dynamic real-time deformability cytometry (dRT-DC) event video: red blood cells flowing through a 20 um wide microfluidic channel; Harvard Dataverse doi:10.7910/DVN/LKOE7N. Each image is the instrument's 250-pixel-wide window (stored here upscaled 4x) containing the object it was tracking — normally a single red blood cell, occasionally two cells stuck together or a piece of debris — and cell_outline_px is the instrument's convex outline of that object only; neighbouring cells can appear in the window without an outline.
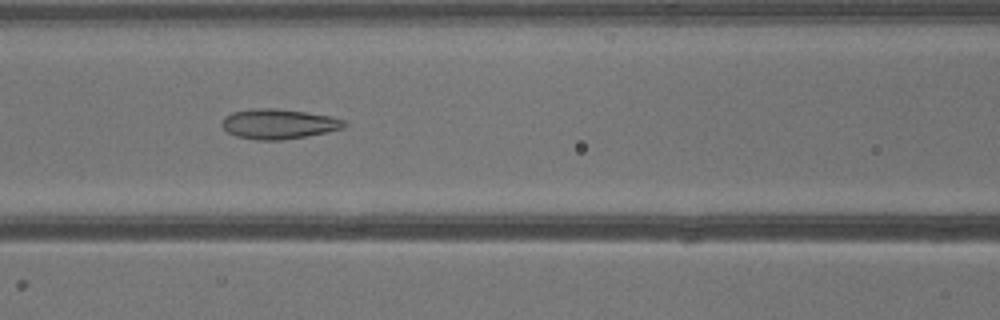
{"species": "common noctule bat (a hibernating species)", "species_latin": "Nyctalus noctula", "temperature_condition": "warm", "stored_images_in_passage": 39, "segment_of_instrument_passage": [1, 2], "camera_frame_rate_fps": 3000, "um_per_image_px": 0.085, "animal": {"sex": "male", "body_mass_g": 13.3}, "frame": {"image": 1, "passage_image": 16, "time_ms": 5.0, "image_size_px": [1000, 320], "cell_outline_px": [[348, 124], [344, 128], [328, 132], [308, 136], [284, 140], [256, 140], [236, 136], [228, 132], [220, 124], [224, 116], [232, 112], [252, 108], [276, 108], [304, 112], [328, 116], [344, 120]], "centroid_in_image_um": [23.66, 10.54], "position_along_channel_um": 142.9, "area_um2": 21.5}}
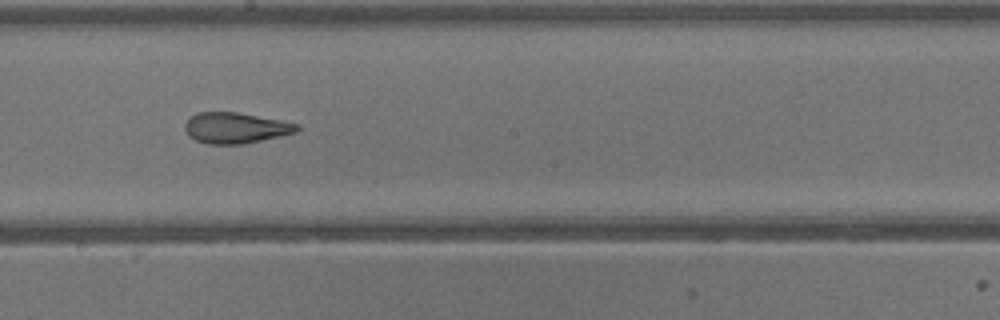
{"frame": {"image": 2, "passage_image": 21, "time_ms": 6.667, "image_size_px": [1000, 320], "cell_outline_px": [[300, 128], [296, 132], [280, 136], [244, 144], [208, 144], [196, 140], [188, 136], [184, 128], [184, 124], [196, 112], [236, 112], [280, 120], [300, 124]], "centroid_in_image_um": [20.02, 10.87], "position_along_channel_um": 228.2, "area_um2": 20.11}}
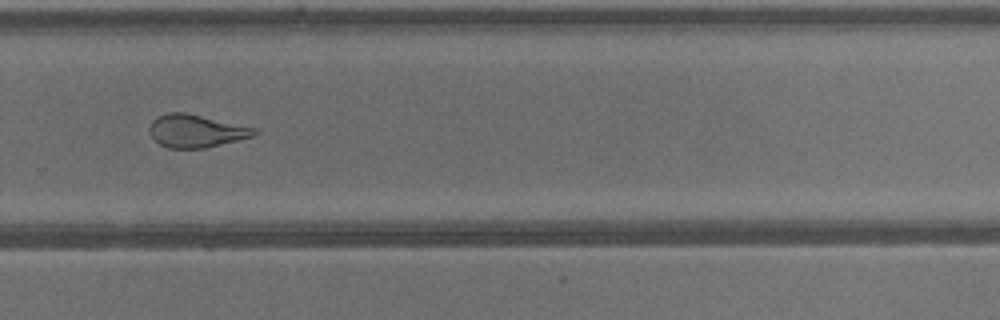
{"frame": {"image": 3, "passage_image": 26, "time_ms": 8.333, "image_size_px": [1000, 320], "cell_outline_px": [[260, 132], [256, 136], [204, 148], [168, 148], [160, 144], [148, 132], [148, 128], [152, 120], [156, 116], [168, 112], [184, 112], [256, 128]], "centroid_in_image_um": [16.66, 11.13], "position_along_channel_um": 313.1, "area_um2": 20.11}}